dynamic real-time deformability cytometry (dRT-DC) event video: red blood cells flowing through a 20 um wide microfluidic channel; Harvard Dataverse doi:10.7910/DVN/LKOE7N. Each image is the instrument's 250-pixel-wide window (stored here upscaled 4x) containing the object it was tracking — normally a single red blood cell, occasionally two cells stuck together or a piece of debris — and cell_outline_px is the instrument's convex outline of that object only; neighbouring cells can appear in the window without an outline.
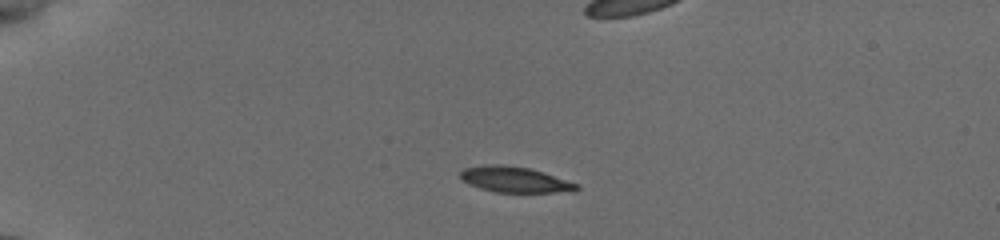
{"species": "common noctule bat (a hibernating species)", "species_latin": "Nyctalus noctula", "temperature_condition": "cold", "stored_images_in_passage": 37, "camera_frame_rate_fps": 3000, "um_per_image_px": 0.085, "animal": {"sex": "female", "body_mass_g": 19.5, "forearm_length_mm": 54.1}, "frame": {"image": 1, "passage_image": 1, "time_ms": 0.0, "image_size_px": [1000, 240], "cell_outline_px": [[580, 188], [576, 192], [496, 192], [480, 188], [468, 184], [460, 176], [460, 172], [464, 168], [484, 164], [504, 164], [528, 168], [544, 172], [580, 184]], "centroid_in_image_um": [43.81, 15.26], "position_along_channel_um": 41.2, "area_um2": 17.63}}
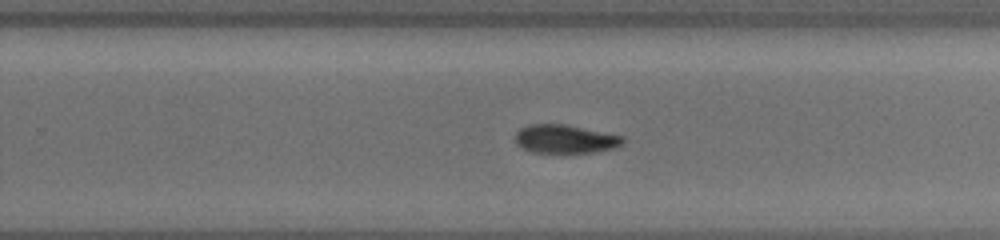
{"frame": {"image": 2, "passage_image": 20, "time_ms": 7.667, "image_size_px": [1000, 240], "cell_outline_px": [[624, 144], [612, 148], [596, 152], [572, 156], [564, 156], [532, 152], [516, 144], [516, 132], [520, 128], [528, 124], [560, 124], [624, 136]], "centroid_in_image_um": [48.03, 11.88], "position_along_channel_um": 281.8, "area_um2": 18.61}}
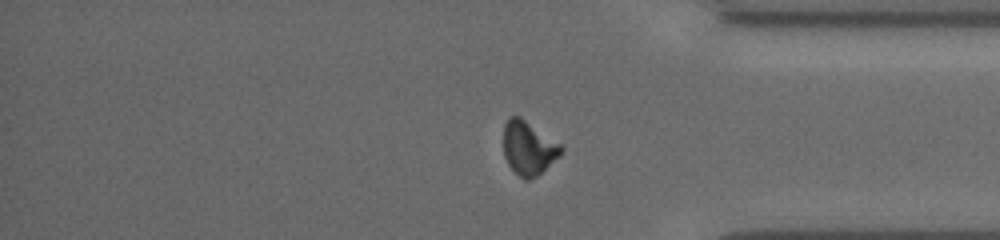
{"frame": {"image": 3, "passage_image": 29, "time_ms": 10.667, "image_size_px": [1000, 240], "cell_outline_px": [[564, 148], [560, 156], [536, 176], [528, 180], [524, 180], [508, 164], [504, 156], [504, 124], [508, 116], [520, 116], [560, 144]], "centroid_in_image_um": [44.91, 12.56], "position_along_channel_um": 390.3, "area_um2": 17.86}, "authors_computed_cell_mechanics": {"area_um2": 18.0336, "velocity_mm_per_s": 3.8523, "shape_relaxation_time_tau1_ms": 2.3256, "shape_relaxation_time_tau2_ms": 8.9363, "deformation_change_tau1": 0.1117, "deformation_change_tau2": 0.1474}}